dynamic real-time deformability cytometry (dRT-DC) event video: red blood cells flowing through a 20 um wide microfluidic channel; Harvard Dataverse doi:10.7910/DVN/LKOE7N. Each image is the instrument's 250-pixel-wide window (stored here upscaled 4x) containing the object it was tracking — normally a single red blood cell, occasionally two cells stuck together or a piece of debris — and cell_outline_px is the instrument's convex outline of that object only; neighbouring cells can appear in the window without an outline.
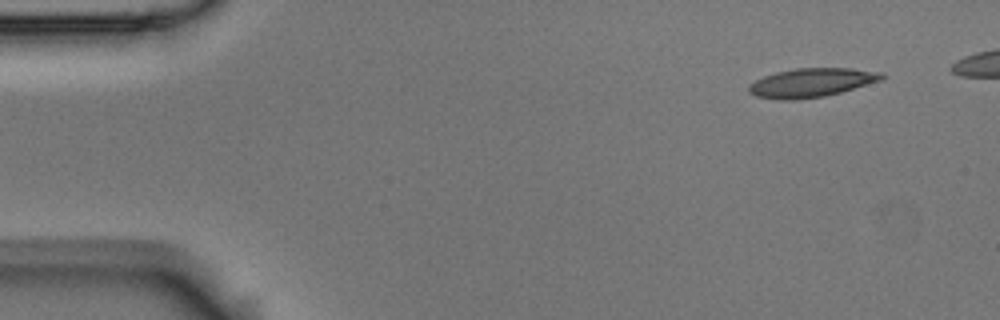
{"species": "Egyptian fruit bat (a non-hibernating species)", "species_latin": "Rousettus aegyptiacus", "temperature_condition": "room temperature", "stored_images_in_passage": 4, "camera_frame_rate_fps": 3000, "um_per_image_px": 0.085, "animal": {"sex": "male"}, "frame": {"image": 1, "passage_image": 1, "time_ms": 0.0, "image_size_px": [1000, 320], "cell_outline_px": [[888, 76], [884, 80], [840, 92], [824, 96], [796, 100], [780, 100], [756, 96], [748, 92], [748, 84], [764, 76], [776, 72], [796, 68], [852, 68], [884, 72]], "centroid_in_image_um": [69.02, 7.02], "position_along_channel_um": 16.0, "area_um2": 22.66}}